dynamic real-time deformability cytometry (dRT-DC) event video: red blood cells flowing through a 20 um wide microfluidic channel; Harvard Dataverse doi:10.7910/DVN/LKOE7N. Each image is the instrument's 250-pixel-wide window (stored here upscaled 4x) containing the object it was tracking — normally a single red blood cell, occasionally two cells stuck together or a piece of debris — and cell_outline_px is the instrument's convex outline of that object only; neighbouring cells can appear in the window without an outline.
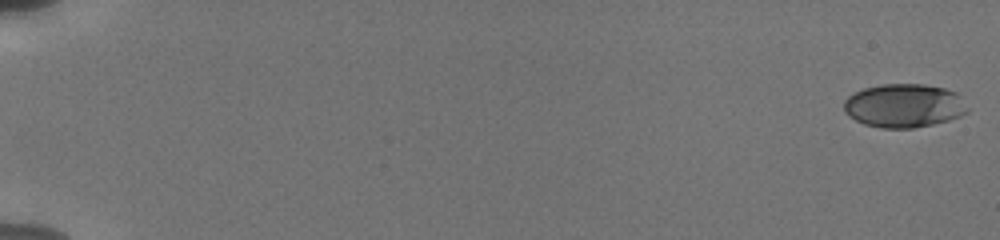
{"species": "human", "species_latin": "Homo sapiens", "temperature_condition": "cold", "stored_images_in_passage": 32, "camera_frame_rate_fps": 3000, "um_per_image_px": 0.085, "donor": {"sex": "male"}, "frame": {"image": 1, "passage_image": 1, "time_ms": 0.0, "image_size_px": [1000, 240], "cell_outline_px": [[968, 112], [960, 116], [948, 120], [932, 124], [912, 128], [880, 128], [864, 124], [848, 116], [844, 112], [844, 100], [848, 96], [864, 88], [880, 84], [924, 84], [944, 88], [956, 92], [968, 108]], "centroid_in_image_um": [76.82, 8.98], "position_along_channel_um": 8.2, "area_um2": 31.44}}
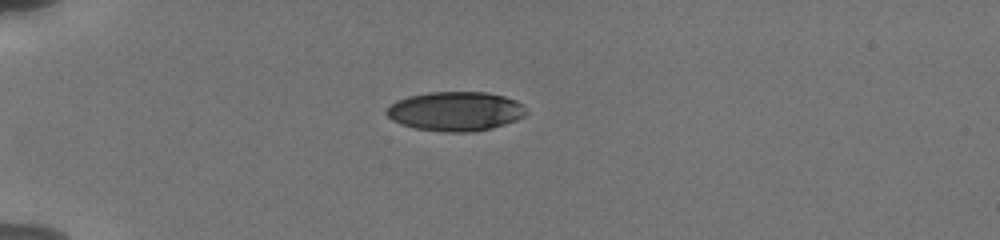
{"frame": {"image": 2, "passage_image": 27, "time_ms": 5.333, "image_size_px": [1000, 240], "cell_outline_px": [[528, 112], [524, 116], [516, 120], [492, 128], [476, 132], [444, 132], [416, 128], [400, 124], [392, 120], [384, 112], [396, 100], [408, 96], [428, 92], [488, 92], [504, 96], [516, 100], [524, 104]], "centroid_in_image_um": [38.74, 9.46], "position_along_channel_um": 46.3, "area_um2": 32.25}}